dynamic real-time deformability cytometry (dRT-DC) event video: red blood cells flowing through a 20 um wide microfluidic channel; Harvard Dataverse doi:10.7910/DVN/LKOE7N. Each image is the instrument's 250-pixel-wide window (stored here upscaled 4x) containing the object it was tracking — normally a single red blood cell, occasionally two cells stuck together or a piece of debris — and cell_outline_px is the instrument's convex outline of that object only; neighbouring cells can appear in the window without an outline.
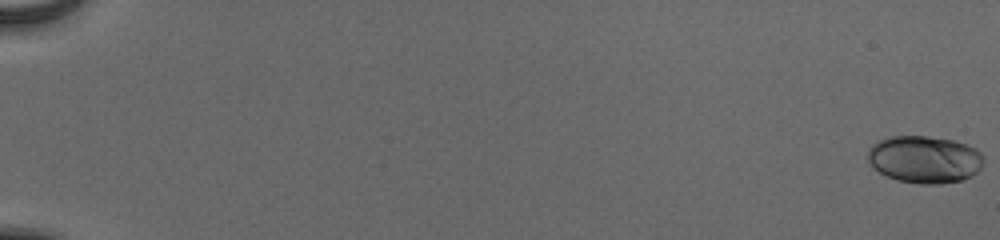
{"species": "human", "species_latin": "Homo sapiens", "temperature_condition": "cold", "stored_images_in_passage": 56, "camera_frame_rate_fps": 3000, "um_per_image_px": 0.085, "donor": {"sex": "male"}, "frame": {"image": 1, "passage_image": 1, "time_ms": 0.0, "image_size_px": [1000, 240], "cell_outline_px": [[984, 164], [972, 176], [964, 180], [940, 184], [920, 184], [896, 180], [872, 168], [868, 160], [868, 148], [872, 144], [880, 140], [892, 136], [928, 136], [952, 140], [968, 144], [976, 148], [984, 156]], "centroid_in_image_um": [78.61, 13.55], "position_along_channel_um": 6.4, "area_um2": 32.31}}
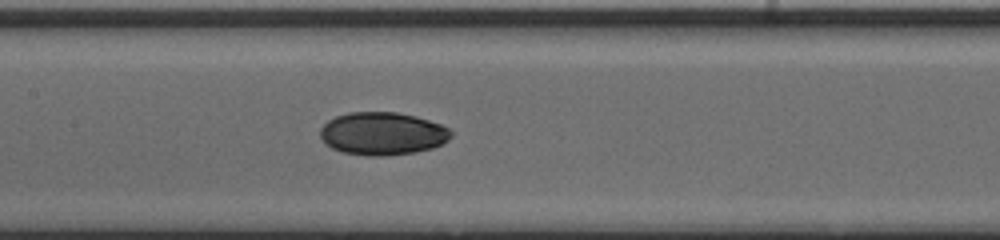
{"frame": {"image": 2, "passage_image": 31, "time_ms": 10.0, "image_size_px": [1000, 240], "cell_outline_px": [[452, 136], [448, 140], [432, 148], [416, 152], [388, 156], [368, 156], [344, 152], [332, 148], [324, 144], [320, 136], [320, 128], [328, 120], [336, 116], [348, 112], [396, 112], [416, 116], [440, 124], [448, 128], [452, 132]], "centroid_in_image_um": [32.49, 11.36], "position_along_channel_um": 174.9, "area_um2": 32.83}}
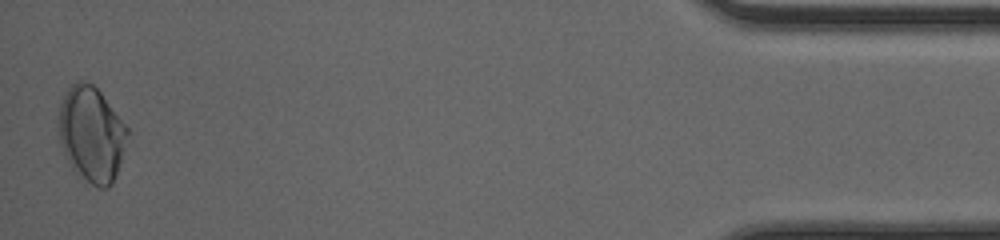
{"frame": {"image": 3, "passage_image": 56, "time_ms": 18.333, "image_size_px": [1000, 240], "cell_outline_px": [[128, 132], [116, 176], [112, 184], [108, 188], [100, 188], [92, 184], [72, 168], [60, 144], [60, 104], [68, 88], [76, 80], [80, 80], [92, 84], [100, 92], [128, 128]], "centroid_in_image_um": [7.78, 11.4], "position_along_channel_um": 427.4, "area_um2": 37.34}, "authors_computed_cell_mechanics": {"area_um2": 31.8189, "velocity_mm_per_s": 3.9159, "shape_relaxation_time_tau1_ms": 4.673, "shape_relaxation_time_tau2_ms": 4.5348, "deformation_change_tau1": 0.1535, "deformation_change_tau2": 0.0491}}